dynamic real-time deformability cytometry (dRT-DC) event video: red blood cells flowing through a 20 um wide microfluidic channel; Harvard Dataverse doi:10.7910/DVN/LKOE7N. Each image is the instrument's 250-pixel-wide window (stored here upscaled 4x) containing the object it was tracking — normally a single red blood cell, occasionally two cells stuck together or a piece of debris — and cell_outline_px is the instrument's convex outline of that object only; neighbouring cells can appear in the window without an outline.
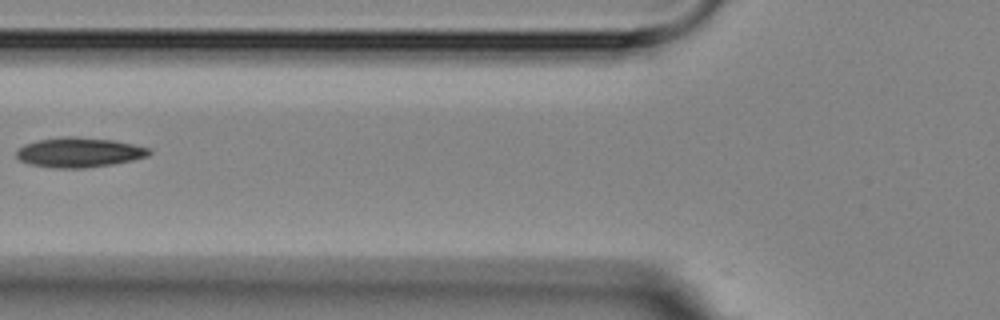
{"species": "Egyptian fruit bat (a non-hibernating species)", "species_latin": "Rousettus aegyptiacus", "temperature_condition": "room temperature", "stored_images_in_passage": 7, "camera_frame_rate_fps": 3000, "um_per_image_px": 0.085, "animal": {"sex": "female"}, "frame": {"image": 1, "passage_image": 6, "time_ms": 6.0, "image_size_px": [1000, 320], "cell_outline_px": [[152, 152], [148, 156], [132, 160], [112, 164], [84, 168], [56, 168], [28, 164], [20, 160], [16, 156], [16, 152], [24, 144], [36, 140], [64, 136], [72, 136], [112, 140], [152, 148]], "centroid_in_image_um": [6.72, 12.95], "position_along_channel_um": 119.1, "area_um2": 23.06}}
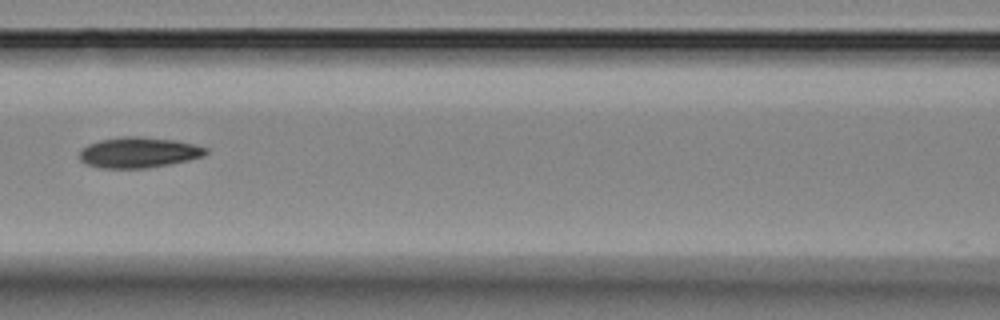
{"frame": {"image": 2, "passage_image": 7, "time_ms": 7.0, "image_size_px": [1000, 320], "cell_outline_px": [[208, 152], [204, 156], [188, 160], [148, 168], [100, 168], [88, 164], [80, 160], [80, 148], [88, 144], [100, 140], [124, 136], [140, 136], [176, 140], [208, 148]], "centroid_in_image_um": [11.78, 12.95], "position_along_channel_um": 154.8, "area_um2": 22.54}}